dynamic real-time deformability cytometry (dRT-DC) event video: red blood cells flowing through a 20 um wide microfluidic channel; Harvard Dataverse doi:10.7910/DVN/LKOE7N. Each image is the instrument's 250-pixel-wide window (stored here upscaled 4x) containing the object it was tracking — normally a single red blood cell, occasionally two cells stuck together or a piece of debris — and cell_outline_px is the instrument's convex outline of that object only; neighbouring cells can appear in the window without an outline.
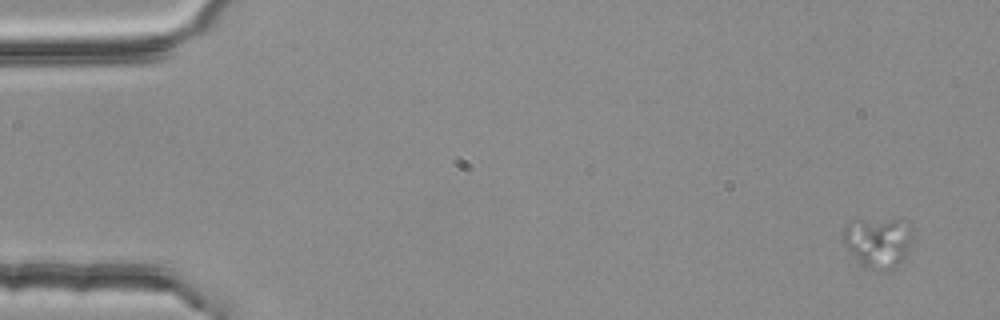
{"species": "common noctule bat (a hibernating species)", "species_latin": "Nyctalus noctula", "temperature_condition": "room temperature", "stored_images_in_passage": 5, "camera_frame_rate_fps": 3000, "um_per_image_px": 0.085, "animal": {"sex": "female", "body_mass_g": 25.1}, "frame": {"image": 1, "passage_image": 1, "time_ms": 0.0, "image_size_px": [1000, 320], "cell_outline_px": [[912, 236], [908, 248], [904, 256], [888, 272], [876, 272], [864, 268], [848, 248], [844, 240], [844, 228], [848, 220], [908, 220], [912, 228]], "centroid_in_image_um": [74.64, 20.6], "position_along_channel_um": 10.4, "area_um2": 20.35}}